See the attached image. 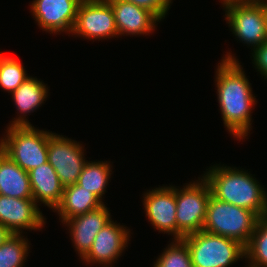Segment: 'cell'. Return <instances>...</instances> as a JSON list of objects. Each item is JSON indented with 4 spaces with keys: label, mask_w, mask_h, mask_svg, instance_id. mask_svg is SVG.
<instances>
[{
    "label": "cell",
    "mask_w": 267,
    "mask_h": 267,
    "mask_svg": "<svg viewBox=\"0 0 267 267\" xmlns=\"http://www.w3.org/2000/svg\"><path fill=\"white\" fill-rule=\"evenodd\" d=\"M177 240L203 230L208 202L211 196L209 184L203 177L176 188Z\"/></svg>",
    "instance_id": "obj_7"
},
{
    "label": "cell",
    "mask_w": 267,
    "mask_h": 267,
    "mask_svg": "<svg viewBox=\"0 0 267 267\" xmlns=\"http://www.w3.org/2000/svg\"><path fill=\"white\" fill-rule=\"evenodd\" d=\"M38 205L33 198L0 195V224L13 234H22L24 229H43L46 218Z\"/></svg>",
    "instance_id": "obj_11"
},
{
    "label": "cell",
    "mask_w": 267,
    "mask_h": 267,
    "mask_svg": "<svg viewBox=\"0 0 267 267\" xmlns=\"http://www.w3.org/2000/svg\"><path fill=\"white\" fill-rule=\"evenodd\" d=\"M251 51L254 68L257 69V72L259 71L261 76H264V80L267 79V42L254 47Z\"/></svg>",
    "instance_id": "obj_26"
},
{
    "label": "cell",
    "mask_w": 267,
    "mask_h": 267,
    "mask_svg": "<svg viewBox=\"0 0 267 267\" xmlns=\"http://www.w3.org/2000/svg\"><path fill=\"white\" fill-rule=\"evenodd\" d=\"M246 267H267V215L260 217L245 247Z\"/></svg>",
    "instance_id": "obj_21"
},
{
    "label": "cell",
    "mask_w": 267,
    "mask_h": 267,
    "mask_svg": "<svg viewBox=\"0 0 267 267\" xmlns=\"http://www.w3.org/2000/svg\"><path fill=\"white\" fill-rule=\"evenodd\" d=\"M27 78H29L25 67L17 58L3 55L0 60V87L12 93Z\"/></svg>",
    "instance_id": "obj_23"
},
{
    "label": "cell",
    "mask_w": 267,
    "mask_h": 267,
    "mask_svg": "<svg viewBox=\"0 0 267 267\" xmlns=\"http://www.w3.org/2000/svg\"><path fill=\"white\" fill-rule=\"evenodd\" d=\"M34 126H8L0 149L26 172L48 162V138L52 134Z\"/></svg>",
    "instance_id": "obj_4"
},
{
    "label": "cell",
    "mask_w": 267,
    "mask_h": 267,
    "mask_svg": "<svg viewBox=\"0 0 267 267\" xmlns=\"http://www.w3.org/2000/svg\"><path fill=\"white\" fill-rule=\"evenodd\" d=\"M223 56L215 72L217 99L225 128L241 141L252 129L251 111L257 104L256 96L239 59L230 52Z\"/></svg>",
    "instance_id": "obj_1"
},
{
    "label": "cell",
    "mask_w": 267,
    "mask_h": 267,
    "mask_svg": "<svg viewBox=\"0 0 267 267\" xmlns=\"http://www.w3.org/2000/svg\"><path fill=\"white\" fill-rule=\"evenodd\" d=\"M259 218L249 209L220 201L211 195L203 231L233 239L246 247Z\"/></svg>",
    "instance_id": "obj_3"
},
{
    "label": "cell",
    "mask_w": 267,
    "mask_h": 267,
    "mask_svg": "<svg viewBox=\"0 0 267 267\" xmlns=\"http://www.w3.org/2000/svg\"><path fill=\"white\" fill-rule=\"evenodd\" d=\"M80 142L52 133L48 138V162L64 187L74 185L88 162Z\"/></svg>",
    "instance_id": "obj_9"
},
{
    "label": "cell",
    "mask_w": 267,
    "mask_h": 267,
    "mask_svg": "<svg viewBox=\"0 0 267 267\" xmlns=\"http://www.w3.org/2000/svg\"><path fill=\"white\" fill-rule=\"evenodd\" d=\"M130 231L112 219L97 233L89 252L81 259L83 263H98L103 267H112L128 247ZM109 265V266H108Z\"/></svg>",
    "instance_id": "obj_13"
},
{
    "label": "cell",
    "mask_w": 267,
    "mask_h": 267,
    "mask_svg": "<svg viewBox=\"0 0 267 267\" xmlns=\"http://www.w3.org/2000/svg\"><path fill=\"white\" fill-rule=\"evenodd\" d=\"M109 208L105 204L85 214L74 216L63 224L69 227L70 239L76 253L82 259L91 249L97 233L111 220Z\"/></svg>",
    "instance_id": "obj_14"
},
{
    "label": "cell",
    "mask_w": 267,
    "mask_h": 267,
    "mask_svg": "<svg viewBox=\"0 0 267 267\" xmlns=\"http://www.w3.org/2000/svg\"><path fill=\"white\" fill-rule=\"evenodd\" d=\"M23 234H11L0 246V267H23L30 247Z\"/></svg>",
    "instance_id": "obj_22"
},
{
    "label": "cell",
    "mask_w": 267,
    "mask_h": 267,
    "mask_svg": "<svg viewBox=\"0 0 267 267\" xmlns=\"http://www.w3.org/2000/svg\"><path fill=\"white\" fill-rule=\"evenodd\" d=\"M114 12L119 36L149 35L160 20L149 10L124 0H107Z\"/></svg>",
    "instance_id": "obj_15"
},
{
    "label": "cell",
    "mask_w": 267,
    "mask_h": 267,
    "mask_svg": "<svg viewBox=\"0 0 267 267\" xmlns=\"http://www.w3.org/2000/svg\"><path fill=\"white\" fill-rule=\"evenodd\" d=\"M71 34L90 40L118 37L110 3L107 0H82L77 9Z\"/></svg>",
    "instance_id": "obj_8"
},
{
    "label": "cell",
    "mask_w": 267,
    "mask_h": 267,
    "mask_svg": "<svg viewBox=\"0 0 267 267\" xmlns=\"http://www.w3.org/2000/svg\"><path fill=\"white\" fill-rule=\"evenodd\" d=\"M3 55H4V54H3L2 52H0V60H1V58L3 57Z\"/></svg>",
    "instance_id": "obj_29"
},
{
    "label": "cell",
    "mask_w": 267,
    "mask_h": 267,
    "mask_svg": "<svg viewBox=\"0 0 267 267\" xmlns=\"http://www.w3.org/2000/svg\"><path fill=\"white\" fill-rule=\"evenodd\" d=\"M265 12H266V23H267V0H265Z\"/></svg>",
    "instance_id": "obj_28"
},
{
    "label": "cell",
    "mask_w": 267,
    "mask_h": 267,
    "mask_svg": "<svg viewBox=\"0 0 267 267\" xmlns=\"http://www.w3.org/2000/svg\"><path fill=\"white\" fill-rule=\"evenodd\" d=\"M103 204L104 202L95 194L76 183L64 187L61 201L53 211L58 213L59 219L64 223L74 216L85 214Z\"/></svg>",
    "instance_id": "obj_18"
},
{
    "label": "cell",
    "mask_w": 267,
    "mask_h": 267,
    "mask_svg": "<svg viewBox=\"0 0 267 267\" xmlns=\"http://www.w3.org/2000/svg\"><path fill=\"white\" fill-rule=\"evenodd\" d=\"M82 0H33L30 8L39 28L48 33H72Z\"/></svg>",
    "instance_id": "obj_10"
},
{
    "label": "cell",
    "mask_w": 267,
    "mask_h": 267,
    "mask_svg": "<svg viewBox=\"0 0 267 267\" xmlns=\"http://www.w3.org/2000/svg\"><path fill=\"white\" fill-rule=\"evenodd\" d=\"M152 12L160 21L171 8L172 0H124Z\"/></svg>",
    "instance_id": "obj_25"
},
{
    "label": "cell",
    "mask_w": 267,
    "mask_h": 267,
    "mask_svg": "<svg viewBox=\"0 0 267 267\" xmlns=\"http://www.w3.org/2000/svg\"><path fill=\"white\" fill-rule=\"evenodd\" d=\"M0 195L33 198L28 172L0 149Z\"/></svg>",
    "instance_id": "obj_19"
},
{
    "label": "cell",
    "mask_w": 267,
    "mask_h": 267,
    "mask_svg": "<svg viewBox=\"0 0 267 267\" xmlns=\"http://www.w3.org/2000/svg\"><path fill=\"white\" fill-rule=\"evenodd\" d=\"M111 168L110 161H88L78 178L77 184L87 191H91L102 201L106 186L112 175Z\"/></svg>",
    "instance_id": "obj_20"
},
{
    "label": "cell",
    "mask_w": 267,
    "mask_h": 267,
    "mask_svg": "<svg viewBox=\"0 0 267 267\" xmlns=\"http://www.w3.org/2000/svg\"><path fill=\"white\" fill-rule=\"evenodd\" d=\"M33 199L54 210L60 203L64 186L49 162L28 171Z\"/></svg>",
    "instance_id": "obj_16"
},
{
    "label": "cell",
    "mask_w": 267,
    "mask_h": 267,
    "mask_svg": "<svg viewBox=\"0 0 267 267\" xmlns=\"http://www.w3.org/2000/svg\"><path fill=\"white\" fill-rule=\"evenodd\" d=\"M182 240L188 246L193 267H229L245 258L242 244L221 235L202 230Z\"/></svg>",
    "instance_id": "obj_6"
},
{
    "label": "cell",
    "mask_w": 267,
    "mask_h": 267,
    "mask_svg": "<svg viewBox=\"0 0 267 267\" xmlns=\"http://www.w3.org/2000/svg\"><path fill=\"white\" fill-rule=\"evenodd\" d=\"M230 31L253 49L267 42L265 0H220Z\"/></svg>",
    "instance_id": "obj_5"
},
{
    "label": "cell",
    "mask_w": 267,
    "mask_h": 267,
    "mask_svg": "<svg viewBox=\"0 0 267 267\" xmlns=\"http://www.w3.org/2000/svg\"><path fill=\"white\" fill-rule=\"evenodd\" d=\"M206 170L202 177L209 184L213 197L249 209L259 217L267 215V193L248 170L220 164Z\"/></svg>",
    "instance_id": "obj_2"
},
{
    "label": "cell",
    "mask_w": 267,
    "mask_h": 267,
    "mask_svg": "<svg viewBox=\"0 0 267 267\" xmlns=\"http://www.w3.org/2000/svg\"><path fill=\"white\" fill-rule=\"evenodd\" d=\"M48 86L38 78H27L15 91L11 93L19 117L14 118L9 126H32L26 119L28 113L37 110L48 97Z\"/></svg>",
    "instance_id": "obj_17"
},
{
    "label": "cell",
    "mask_w": 267,
    "mask_h": 267,
    "mask_svg": "<svg viewBox=\"0 0 267 267\" xmlns=\"http://www.w3.org/2000/svg\"><path fill=\"white\" fill-rule=\"evenodd\" d=\"M172 241L157 257L153 267H193L186 243L182 239Z\"/></svg>",
    "instance_id": "obj_24"
},
{
    "label": "cell",
    "mask_w": 267,
    "mask_h": 267,
    "mask_svg": "<svg viewBox=\"0 0 267 267\" xmlns=\"http://www.w3.org/2000/svg\"><path fill=\"white\" fill-rule=\"evenodd\" d=\"M143 195L144 211L154 229L173 235L172 239L177 240L175 187L163 185Z\"/></svg>",
    "instance_id": "obj_12"
},
{
    "label": "cell",
    "mask_w": 267,
    "mask_h": 267,
    "mask_svg": "<svg viewBox=\"0 0 267 267\" xmlns=\"http://www.w3.org/2000/svg\"><path fill=\"white\" fill-rule=\"evenodd\" d=\"M12 233L0 224V246L9 238Z\"/></svg>",
    "instance_id": "obj_27"
}]
</instances>
